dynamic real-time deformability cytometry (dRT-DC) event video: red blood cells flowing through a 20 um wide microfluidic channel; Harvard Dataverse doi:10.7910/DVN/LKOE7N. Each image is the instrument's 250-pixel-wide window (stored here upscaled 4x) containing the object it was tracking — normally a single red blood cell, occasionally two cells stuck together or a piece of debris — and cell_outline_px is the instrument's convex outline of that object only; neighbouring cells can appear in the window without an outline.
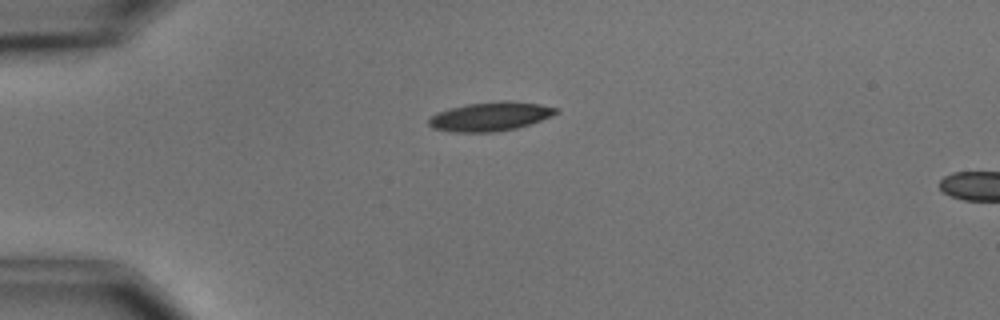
{"species": "common noctule bat (a hibernating species)", "species_latin": "Nyctalus noctula", "temperature_condition": "cold", "stored_images_in_passage": 2, "camera_frame_rate_fps": 3000, "um_per_image_px": 0.085, "animal": {"sex": "male", "body_mass_g": 15.6}, "frame": {"image": 1, "passage_image": 1, "time_ms": 0.0, "image_size_px": [1000, 320], "cell_outline_px": [[560, 112], [540, 120], [516, 128], [496, 132], [452, 132], [432, 128], [428, 124], [428, 120], [436, 112], [448, 108], [468, 104], [500, 100], [508, 100], [540, 104], [556, 108]], "centroid_in_image_um": [41.64, 9.89], "position_along_channel_um": 43.4, "area_um2": 21.5}}